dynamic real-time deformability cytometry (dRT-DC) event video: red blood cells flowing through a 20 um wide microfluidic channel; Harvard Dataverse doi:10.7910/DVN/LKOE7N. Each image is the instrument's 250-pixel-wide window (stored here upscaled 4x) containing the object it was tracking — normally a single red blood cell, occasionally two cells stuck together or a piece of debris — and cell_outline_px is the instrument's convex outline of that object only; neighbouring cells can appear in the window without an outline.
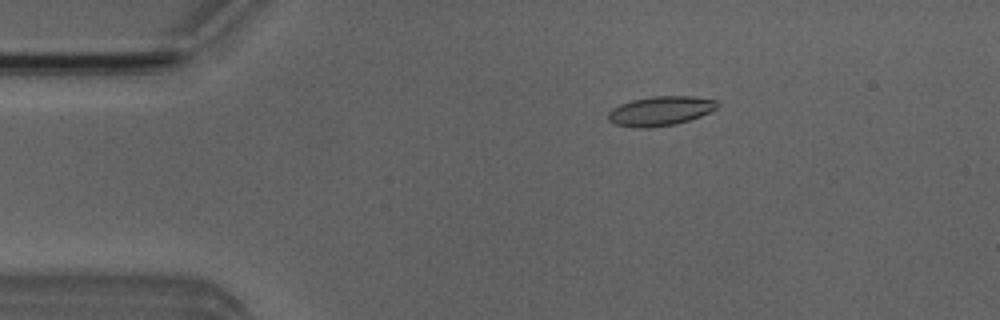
{"species": "Egyptian fruit bat (a non-hibernating species)", "species_latin": "Rousettus aegyptiacus", "temperature_condition": "room temperature", "stored_images_in_passage": 4, "camera_frame_rate_fps": 3000, "um_per_image_px": 0.085, "animal": {"sex": "male"}, "frame": {"image": 1, "passage_image": 2, "time_ms": 1.333, "image_size_px": [1000, 320], "cell_outline_px": [[720, 104], [716, 108], [700, 116], [676, 124], [648, 128], [640, 128], [616, 124], [608, 120], [608, 112], [612, 108], [620, 104], [632, 100], [652, 96], [696, 96], [716, 100]], "centroid_in_image_um": [56.13, 9.42], "position_along_channel_um": 28.9, "area_um2": 18.67}}
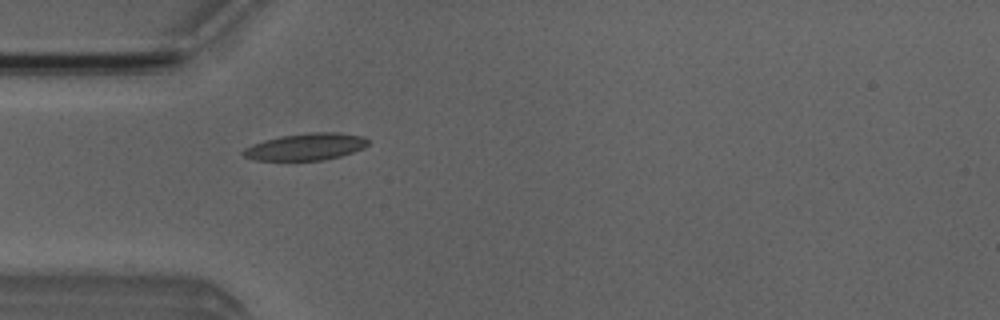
{"frame": {"image": 2, "passage_image": 4, "time_ms": 3.333, "image_size_px": [1000, 320], "cell_outline_px": [[368, 144], [364, 148], [340, 156], [324, 160], [256, 160], [244, 156], [240, 152], [244, 148], [252, 144], [264, 140], [280, 136], [312, 132], [336, 132], [364, 136], [368, 140]], "centroid_in_image_um": [25.99, 12.47], "position_along_channel_um": 59.0, "area_um2": 19.59}}